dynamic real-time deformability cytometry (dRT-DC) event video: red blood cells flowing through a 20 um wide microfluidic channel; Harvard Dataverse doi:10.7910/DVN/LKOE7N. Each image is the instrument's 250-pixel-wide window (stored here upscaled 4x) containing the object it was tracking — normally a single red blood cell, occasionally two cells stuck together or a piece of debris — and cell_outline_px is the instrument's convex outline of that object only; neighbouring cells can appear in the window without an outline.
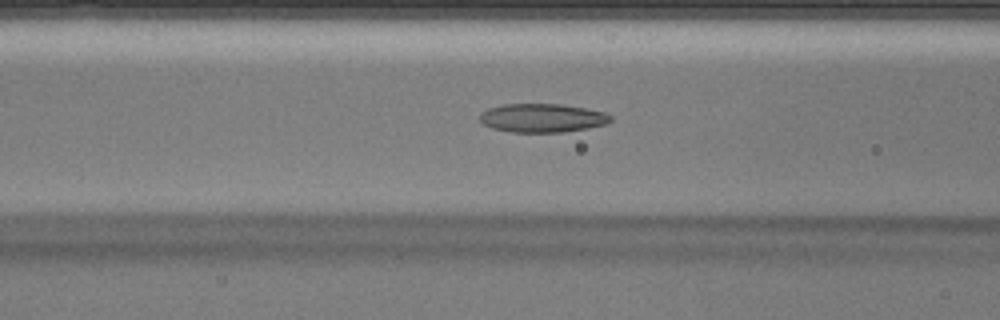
{"species": "Egyptian fruit bat (a non-hibernating species)", "species_latin": "Rousettus aegyptiacus", "temperature_condition": "warm", "stored_images_in_passage": 26, "camera_frame_rate_fps": 3000, "um_per_image_px": 0.085, "animal": {"sex": "male"}, "frame": {"image": 1, "passage_image": 5, "time_ms": 1.333, "image_size_px": [1000, 320], "cell_outline_px": [[612, 120], [608, 124], [588, 128], [560, 132], [512, 132], [492, 128], [484, 124], [480, 120], [480, 112], [488, 108], [500, 104], [560, 104], [584, 108], [604, 112], [612, 116]], "centroid_in_image_um": [46.09, 10.02], "position_along_channel_um": 120.5, "area_um2": 21.91}}
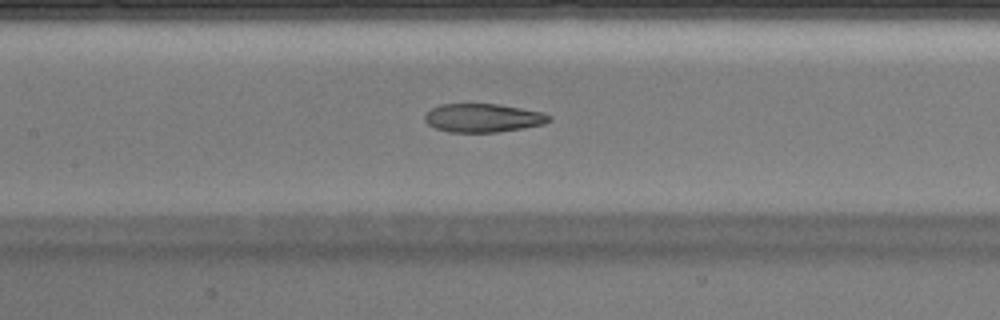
{"frame": {"image": 2, "passage_image": 8, "time_ms": 2.333, "image_size_px": [1000, 320], "cell_outline_px": [[552, 120], [544, 124], [524, 128], [496, 132], [448, 132], [436, 128], [428, 124], [424, 120], [424, 116], [432, 108], [440, 104], [496, 104], [544, 112], [552, 116]], "centroid_in_image_um": [41.08, 10.02], "position_along_channel_um": 166.3, "area_um2": 20.69}}